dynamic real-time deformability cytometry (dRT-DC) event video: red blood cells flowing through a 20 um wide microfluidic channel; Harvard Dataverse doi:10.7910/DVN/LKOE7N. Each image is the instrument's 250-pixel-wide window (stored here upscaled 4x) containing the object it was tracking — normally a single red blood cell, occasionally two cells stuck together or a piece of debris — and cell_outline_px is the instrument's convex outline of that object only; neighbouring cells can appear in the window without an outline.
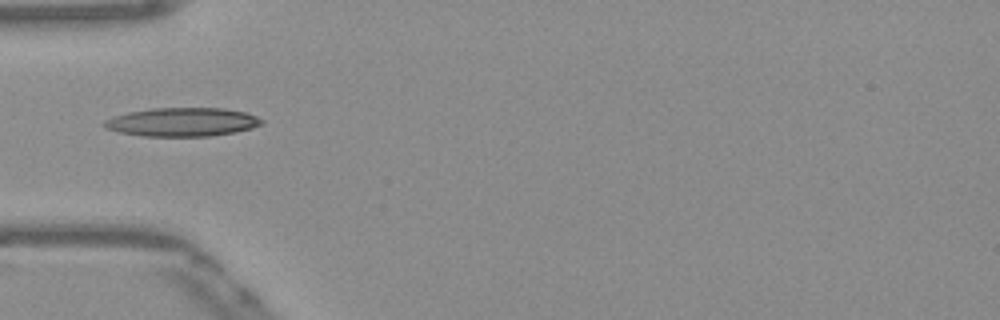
{"species": "Egyptian fruit bat (a non-hibernating species)", "species_latin": "Rousettus aegyptiacus", "temperature_condition": "warm", "stored_images_in_passage": 15, "camera_frame_rate_fps": 3000, "um_per_image_px": 0.085, "frame": {"image": 1, "passage_image": 1, "time_ms": 0.0, "image_size_px": [1000, 320], "cell_outline_px": [[264, 124], [252, 128], [236, 132], [212, 136], [144, 136], [120, 132], [104, 128], [100, 124], [104, 120], [112, 116], [128, 112], [152, 108], [224, 108], [244, 112], [256, 116], [264, 120]], "centroid_in_image_um": [15.48, 10.37], "position_along_channel_um": 69.5, "area_um2": 26.53}}
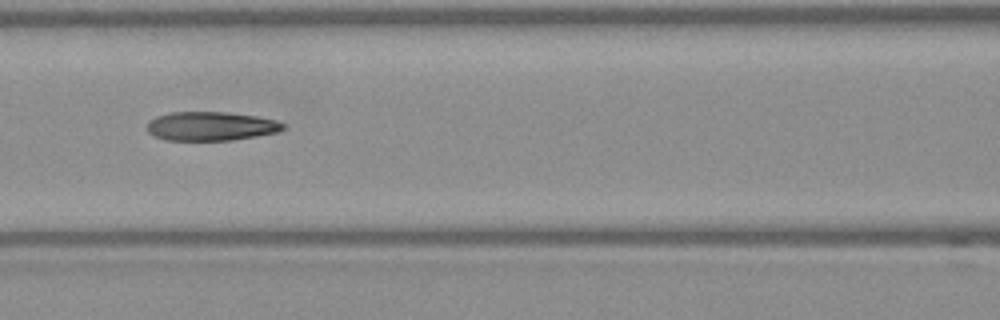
{"frame": {"image": 2, "passage_image": 7, "time_ms": 2.0, "image_size_px": [1000, 320], "cell_outline_px": [[284, 128], [276, 132], [256, 136], [232, 140], [164, 140], [152, 136], [148, 132], [148, 120], [156, 116], [168, 112], [228, 112], [256, 116], [276, 120], [284, 124]], "centroid_in_image_um": [17.87, 10.72], "position_along_channel_um": 148.7, "area_um2": 23.0}}